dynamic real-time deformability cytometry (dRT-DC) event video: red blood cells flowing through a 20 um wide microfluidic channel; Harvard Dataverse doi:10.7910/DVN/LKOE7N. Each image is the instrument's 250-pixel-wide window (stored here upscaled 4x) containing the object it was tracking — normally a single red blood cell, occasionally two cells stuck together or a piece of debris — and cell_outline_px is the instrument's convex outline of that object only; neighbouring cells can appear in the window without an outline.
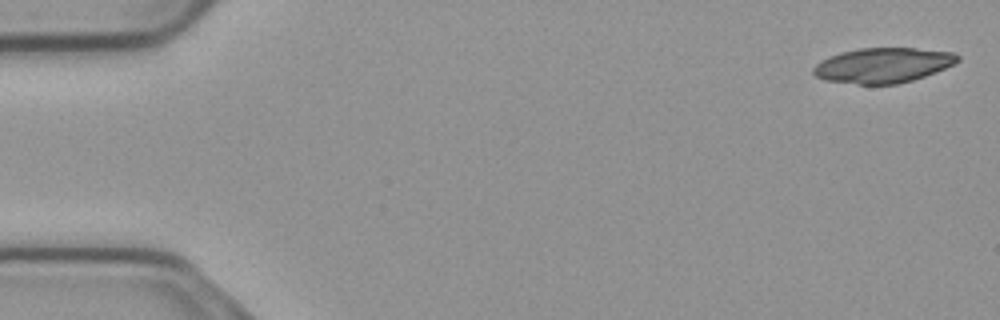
{"species": "common noctule bat (a hibernating species)", "species_latin": "Nyctalus noctula", "temperature_condition": "cold", "stored_images_in_passage": 19, "camera_frame_rate_fps": 3000, "um_per_image_px": 0.085, "animal": {"sex": "male", "body_mass_g": 23.1, "forearm_length_mm": 52.7}, "frame": {"image": 1, "passage_image": 1, "time_ms": 0.0, "image_size_px": [1000, 320], "cell_outline_px": [[960, 60], [944, 68], [924, 76], [912, 80], [896, 84], [856, 84], [824, 80], [816, 76], [812, 72], [812, 68], [820, 60], [828, 56], [840, 52], [860, 48], [916, 48], [956, 52], [960, 56]], "centroid_in_image_um": [75.03, 5.54], "position_along_channel_um": 10.0, "area_um2": 29.54}}